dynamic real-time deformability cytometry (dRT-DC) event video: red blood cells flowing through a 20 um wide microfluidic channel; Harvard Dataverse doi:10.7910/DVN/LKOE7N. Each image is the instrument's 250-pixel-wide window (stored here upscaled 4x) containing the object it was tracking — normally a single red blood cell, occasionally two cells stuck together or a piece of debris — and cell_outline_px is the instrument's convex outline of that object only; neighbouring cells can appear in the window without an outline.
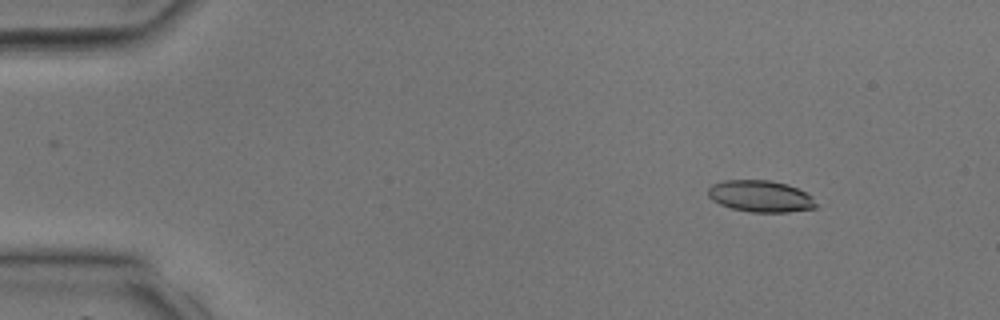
{"species": "common noctule bat (a hibernating species)", "species_latin": "Nyctalus noctula", "temperature_condition": "room temperature", "stored_images_in_passage": 39, "camera_frame_rate_fps": 3000, "um_per_image_px": 0.085, "animal": {"sex": "male", "body_mass_g": 17.9, "forearm_length_mm": 54.2}, "frame": {"image": 1, "passage_image": 5, "time_ms": 1.333, "image_size_px": [1000, 320], "cell_outline_px": [[816, 208], [788, 212], [752, 212], [732, 208], [720, 204], [712, 200], [708, 196], [708, 188], [712, 184], [724, 180], [772, 180], [788, 184], [812, 196], [816, 204]], "centroid_in_image_um": [64.63, 16.67], "position_along_channel_um": 20.4, "area_um2": 19.88}}
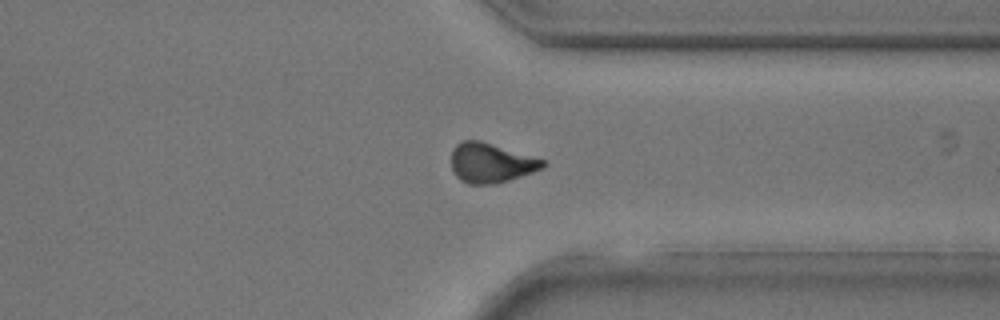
{"frame": {"image": 2, "passage_image": 30, "time_ms": 9.667, "image_size_px": [1000, 320], "cell_outline_px": [[548, 164], [544, 168], [496, 184], [468, 184], [460, 180], [452, 172], [452, 148], [460, 140], [480, 140], [548, 160]], "centroid_in_image_um": [41.75, 13.83], "position_along_channel_um": 369.7, "area_um2": 21.5}}
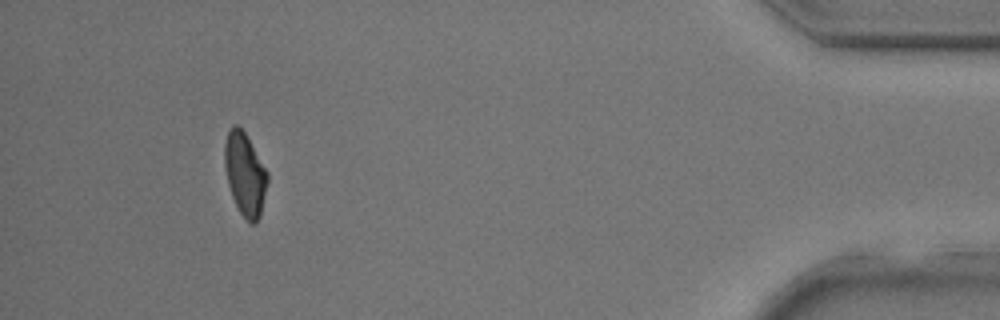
{"frame": {"image": 3, "passage_image": 36, "time_ms": 11.667, "image_size_px": [1000, 320], "cell_outline_px": [[268, 180], [260, 216], [256, 224], [252, 224], [240, 212], [232, 196], [228, 184], [224, 164], [224, 144], [228, 132], [232, 124], [236, 124], [244, 132], [268, 172]], "centroid_in_image_um": [20.81, 14.8], "position_along_channel_um": 414.4, "area_um2": 20.46}}